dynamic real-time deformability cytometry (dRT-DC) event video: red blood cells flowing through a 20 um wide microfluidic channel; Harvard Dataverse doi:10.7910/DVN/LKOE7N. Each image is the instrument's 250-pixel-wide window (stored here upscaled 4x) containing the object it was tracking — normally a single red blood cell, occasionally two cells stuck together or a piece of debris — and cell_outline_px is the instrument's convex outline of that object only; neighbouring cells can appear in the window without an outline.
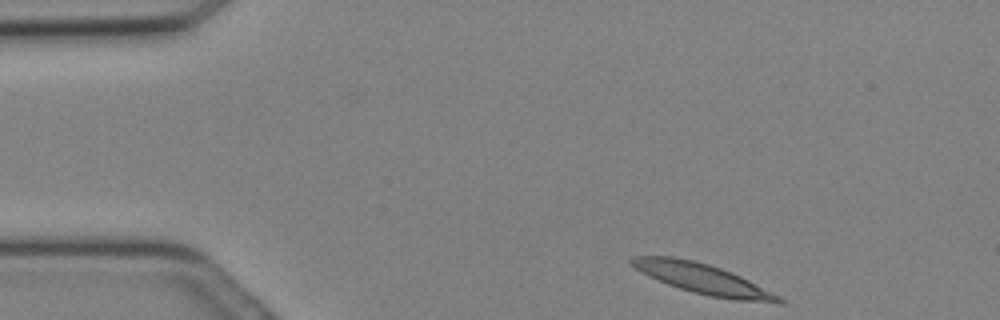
{"species": "Egyptian fruit bat (a non-hibernating species)", "species_latin": "Rousettus aegyptiacus", "temperature_condition": "cold", "stored_images_in_passage": 19, "camera_frame_rate_fps": 3000, "um_per_image_px": 0.085, "animal": {"sex": "female"}, "frame": {"image": 1, "passage_image": 1, "time_ms": 0.0, "image_size_px": [1000, 320], "cell_outline_px": [[784, 304], [780, 304], [736, 300], [708, 296], [692, 292], [668, 284], [648, 276], [636, 268], [628, 260], [632, 256], [672, 256], [692, 260], [708, 264], [720, 268], [740, 276], [780, 296], [784, 300]], "centroid_in_image_um": [59.76, 23.72], "position_along_channel_um": 25.2, "area_um2": 25.66}}
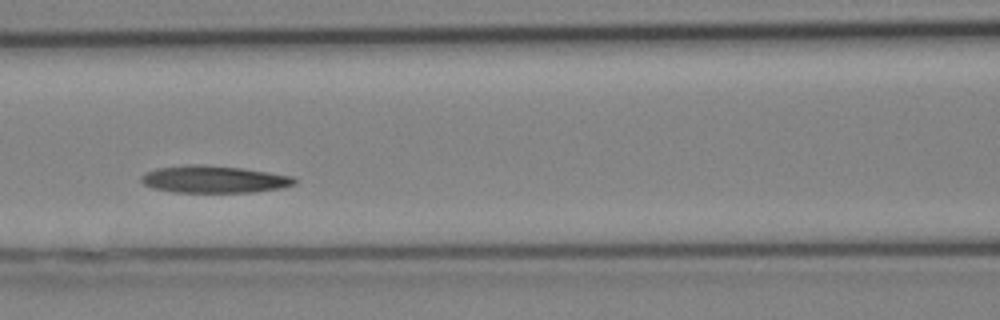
{"frame": {"image": 2, "passage_image": 10, "time_ms": 3.0, "image_size_px": [1000, 320], "cell_outline_px": [[296, 184], [280, 188], [256, 192], [172, 192], [152, 188], [144, 184], [140, 180], [140, 176], [156, 168], [192, 164], [240, 168], [268, 172], [292, 176], [296, 180]], "centroid_in_image_um": [18.17, 15.25], "position_along_channel_um": 148.4, "area_um2": 24.1}}
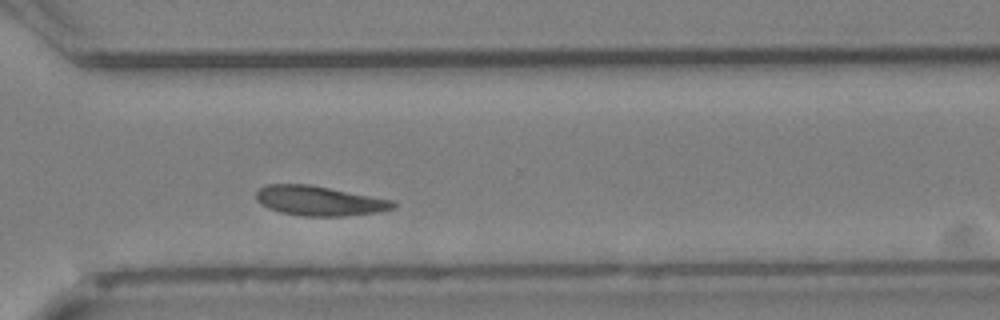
{"frame": {"image": 3, "passage_image": 19, "time_ms": 6.0, "image_size_px": [1000, 320], "cell_outline_px": [[396, 208], [380, 212], [344, 216], [300, 216], [280, 212], [268, 208], [260, 204], [256, 200], [256, 192], [260, 188], [268, 184], [308, 184], [392, 200], [396, 204]], "centroid_in_image_um": [27.12, 17.08], "position_along_channel_um": 343.5, "area_um2": 23.7}}